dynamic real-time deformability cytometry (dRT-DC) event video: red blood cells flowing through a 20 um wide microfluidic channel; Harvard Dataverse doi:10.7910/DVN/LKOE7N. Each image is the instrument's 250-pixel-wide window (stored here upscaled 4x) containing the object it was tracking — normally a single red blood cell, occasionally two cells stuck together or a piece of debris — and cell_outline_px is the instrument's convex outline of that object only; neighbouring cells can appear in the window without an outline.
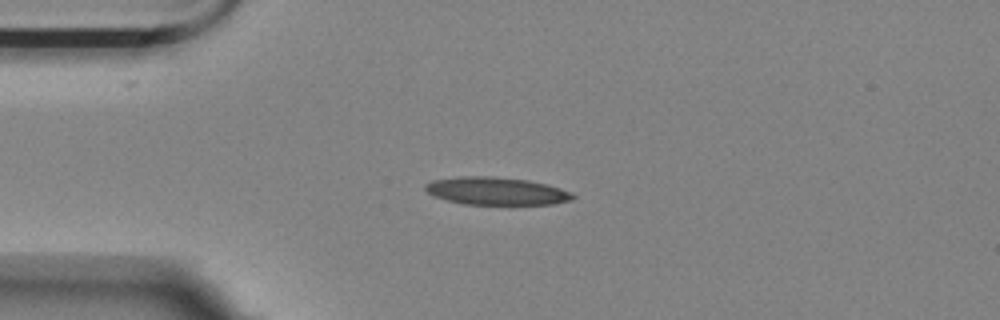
{"species": "Egyptian fruit bat (a non-hibernating species)", "species_latin": "Rousettus aegyptiacus", "temperature_condition": "room temperature", "stored_images_in_passage": 8, "camera_frame_rate_fps": 3000, "um_per_image_px": 0.085, "animal": {"sex": "female"}, "frame": {"image": 1, "passage_image": 1, "time_ms": 0.0, "image_size_px": [1000, 320], "cell_outline_px": [[576, 196], [572, 200], [552, 204], [464, 204], [448, 200], [436, 196], [428, 192], [424, 188], [424, 184], [432, 180], [460, 176], [492, 176], [528, 180], [548, 184], [572, 192]], "centroid_in_image_um": [42.21, 16.23], "position_along_channel_um": 42.8, "area_um2": 23.81}}
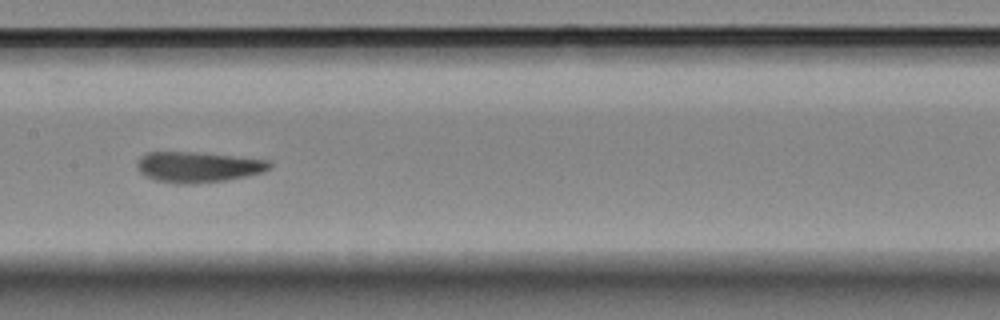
{"frame": {"image": 2, "passage_image": 5, "time_ms": 1.333, "image_size_px": [1000, 320], "cell_outline_px": [[272, 168], [264, 172], [228, 180], [192, 184], [176, 184], [156, 180], [144, 176], [136, 168], [136, 164], [140, 156], [144, 152], [196, 152], [236, 156], [268, 160], [272, 164]], "centroid_in_image_um": [16.82, 14.2], "position_along_channel_um": 190.6, "area_um2": 23.99}}
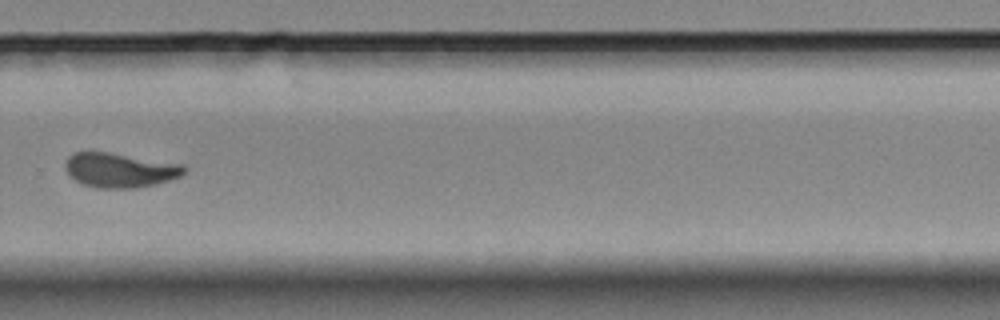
{"frame": {"image": 3, "passage_image": 8, "time_ms": 2.333, "image_size_px": [1000, 320], "cell_outline_px": [[188, 172], [180, 176], [156, 184], [136, 188], [96, 188], [84, 184], [76, 180], [64, 168], [64, 164], [68, 156], [72, 152], [108, 152], [184, 164], [188, 168]], "centroid_in_image_um": [10.22, 14.45], "position_along_channel_um": 319.6, "area_um2": 24.04}}